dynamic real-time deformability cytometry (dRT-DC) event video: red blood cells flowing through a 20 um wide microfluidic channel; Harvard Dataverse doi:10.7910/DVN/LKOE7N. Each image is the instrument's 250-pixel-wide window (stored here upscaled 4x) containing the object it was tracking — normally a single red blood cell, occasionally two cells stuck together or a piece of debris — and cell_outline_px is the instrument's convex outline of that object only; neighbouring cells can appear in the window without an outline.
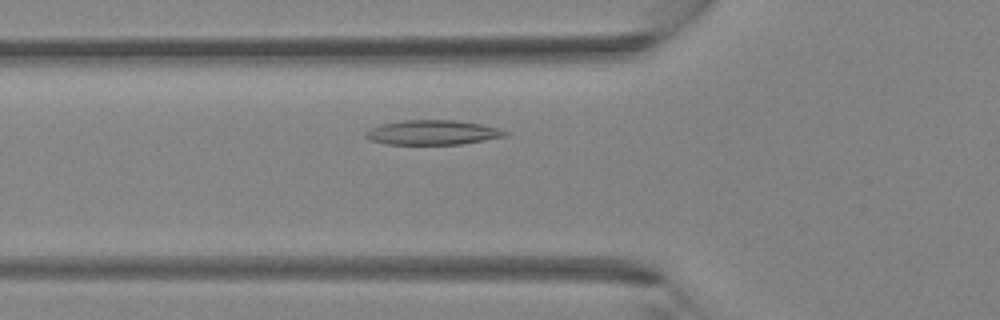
{"species": "Egyptian fruit bat (a non-hibernating species)", "species_latin": "Rousettus aegyptiacus", "temperature_condition": "room temperature", "stored_images_in_passage": 35, "camera_frame_rate_fps": 3000, "um_per_image_px": 0.085, "animal": {"sex": "female"}, "frame": {"image": 1, "passage_image": 9, "time_ms": 2.667, "image_size_px": [1000, 320], "cell_outline_px": [[508, 132], [504, 136], [460, 144], [388, 144], [372, 140], [364, 136], [364, 132], [372, 128], [384, 124], [404, 120], [456, 120], [480, 124], [496, 128]], "centroid_in_image_um": [36.74, 11.26], "position_along_channel_um": 89.1, "area_um2": 19.54}}
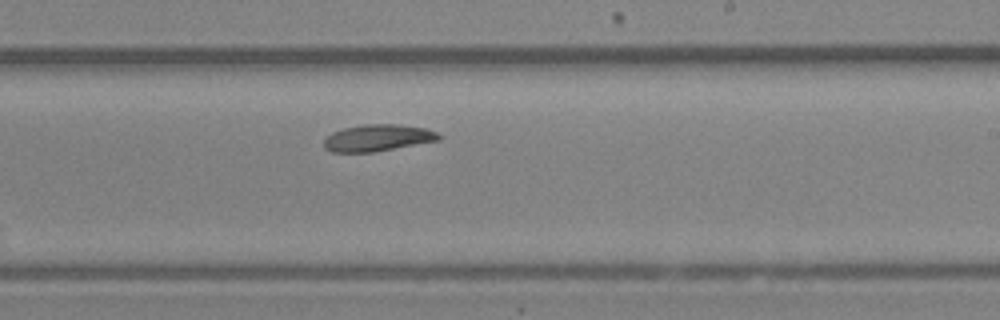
{"frame": {"image": 2, "passage_image": 19, "time_ms": 6.0, "image_size_px": [1000, 320], "cell_outline_px": [[440, 140], [372, 152], [332, 152], [324, 148], [324, 140], [332, 132], [344, 128], [364, 124], [400, 124], [424, 128], [436, 132], [440, 136]], "centroid_in_image_um": [32.08, 11.71], "position_along_channel_um": 256.9, "area_um2": 17.74}}
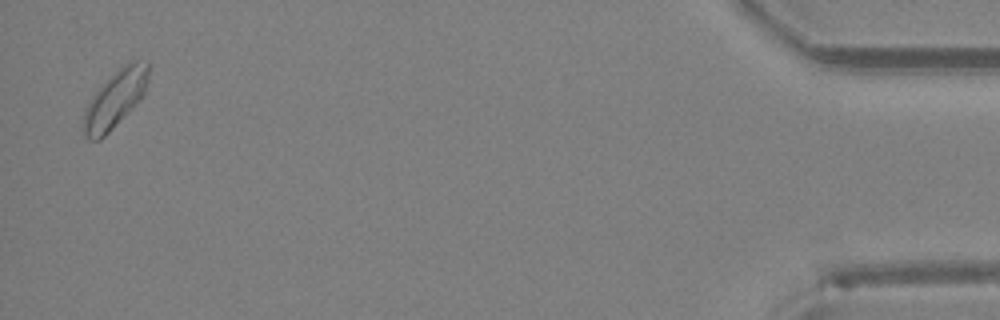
{"frame": {"image": 3, "passage_image": 34, "time_ms": 11.0, "image_size_px": [1000, 320], "cell_outline_px": [[152, 64], [148, 80], [144, 92], [140, 100], [100, 140], [88, 140], [80, 132], [84, 108], [92, 96], [124, 64], [132, 60], [148, 60]], "centroid_in_image_um": [9.78, 8.43], "position_along_channel_um": 425.4, "area_um2": 21.85}}